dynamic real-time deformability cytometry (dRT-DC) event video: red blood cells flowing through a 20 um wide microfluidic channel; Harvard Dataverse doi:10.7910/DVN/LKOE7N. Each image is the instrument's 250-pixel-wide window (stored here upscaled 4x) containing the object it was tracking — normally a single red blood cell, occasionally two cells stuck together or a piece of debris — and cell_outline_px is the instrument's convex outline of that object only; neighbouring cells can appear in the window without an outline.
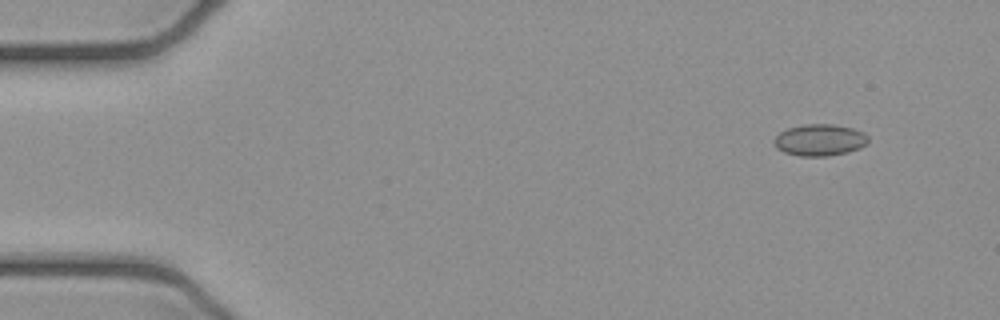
{"species": "common noctule bat (a hibernating species)", "species_latin": "Nyctalus noctula", "temperature_condition": "cold", "stored_images_in_passage": 4, "camera_frame_rate_fps": 3000, "um_per_image_px": 0.085, "animal": {"sex": "female", "body_mass_g": 21.9}, "frame": {"image": 1, "passage_image": 1, "time_ms": 0.0, "image_size_px": [1000, 320], "cell_outline_px": [[868, 144], [860, 148], [848, 152], [828, 156], [800, 156], [784, 152], [776, 148], [772, 140], [780, 132], [788, 128], [804, 124], [832, 124], [852, 128], [864, 132], [868, 136]], "centroid_in_image_um": [69.68, 11.9], "position_along_channel_um": 15.3, "area_um2": 17.51}}
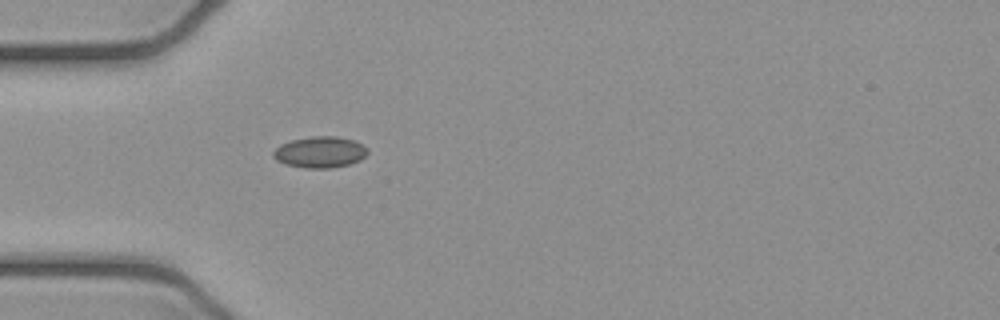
{"frame": {"image": 2, "passage_image": 4, "time_ms": 1.0, "image_size_px": [1000, 320], "cell_outline_px": [[368, 152], [360, 160], [348, 164], [328, 168], [304, 168], [284, 164], [276, 160], [272, 156], [272, 152], [280, 144], [292, 140], [312, 136], [336, 136], [356, 140], [368, 148]], "centroid_in_image_um": [27.19, 12.92], "position_along_channel_um": 57.8, "area_um2": 17.28}}